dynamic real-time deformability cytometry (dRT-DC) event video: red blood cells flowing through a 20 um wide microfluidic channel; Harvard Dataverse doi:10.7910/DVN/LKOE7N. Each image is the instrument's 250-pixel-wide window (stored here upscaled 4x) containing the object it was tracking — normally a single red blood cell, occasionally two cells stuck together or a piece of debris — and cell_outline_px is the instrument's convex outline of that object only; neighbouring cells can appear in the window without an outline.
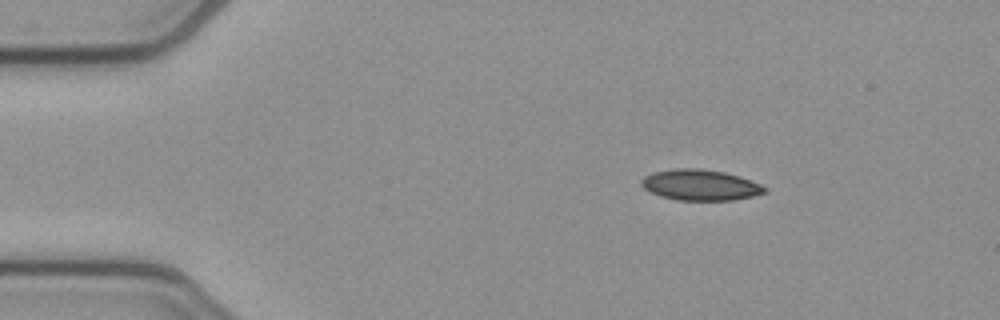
{"species": "common noctule bat (a hibernating species)", "species_latin": "Nyctalus noctula", "temperature_condition": "cold", "stored_images_in_passage": 46, "camera_frame_rate_fps": 3000, "um_per_image_px": 0.085, "animal": {"sex": "female", "body_mass_g": 21.9}, "frame": {"image": 1, "passage_image": 1, "time_ms": 0.0, "image_size_px": [1000, 320], "cell_outline_px": [[768, 192], [752, 196], [732, 200], [676, 200], [660, 196], [644, 188], [640, 184], [640, 180], [644, 176], [652, 172], [672, 168], [700, 168], [724, 172], [740, 176], [760, 184], [768, 188]], "centroid_in_image_um": [59.51, 15.71], "position_along_channel_um": 25.5, "area_um2": 22.31}}
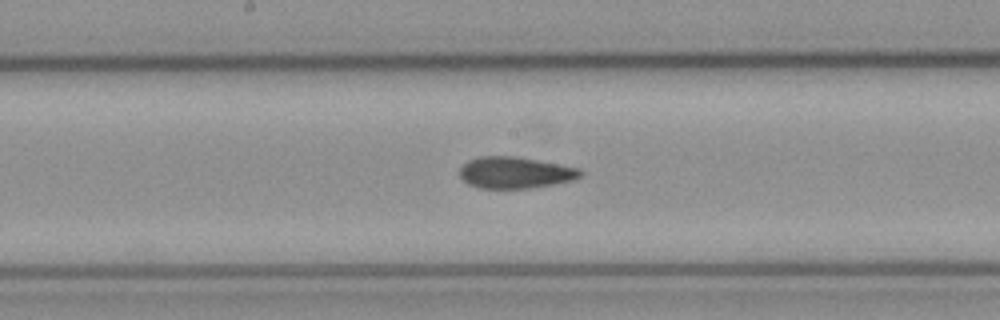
{"frame": {"image": 2, "passage_image": 20, "time_ms": 6.333, "image_size_px": [1000, 320], "cell_outline_px": [[584, 172], [576, 180], [532, 188], [480, 188], [468, 184], [460, 176], [460, 168], [468, 160], [480, 156], [516, 156], [580, 168]], "centroid_in_image_um": [43.82, 14.67], "position_along_channel_um": 204.4, "area_um2": 22.25}}
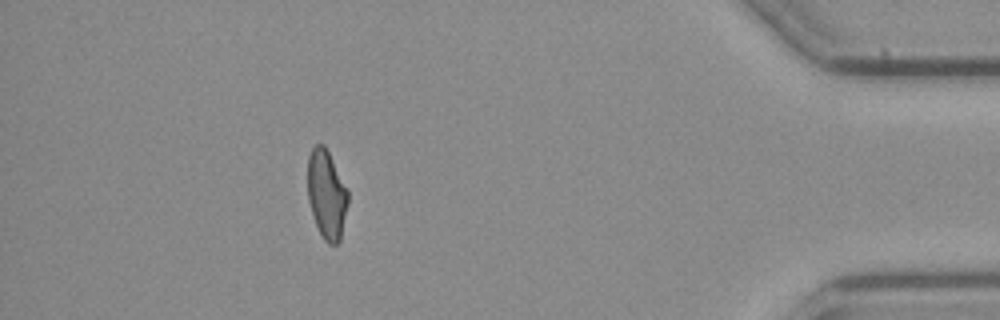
{"frame": {"image": 3, "passage_image": 40, "time_ms": 13.0, "image_size_px": [1000, 320], "cell_outline_px": [[348, 204], [340, 240], [336, 244], [328, 244], [324, 240], [316, 224], [308, 200], [308, 156], [312, 148], [316, 144], [324, 144], [348, 192]], "centroid_in_image_um": [27.75, 16.54], "position_along_channel_um": 407.4, "area_um2": 20.52}, "authors_computed_cell_mechanics": {"area_um2": 22.253, "velocity_mm_per_s": 3.8717, "shape_relaxation_time_tau1_ms": null, "shape_relaxation_time_tau2_ms": 3.0003, "deformation_change_tau1": null, "deformation_change_tau2": 0.096}}